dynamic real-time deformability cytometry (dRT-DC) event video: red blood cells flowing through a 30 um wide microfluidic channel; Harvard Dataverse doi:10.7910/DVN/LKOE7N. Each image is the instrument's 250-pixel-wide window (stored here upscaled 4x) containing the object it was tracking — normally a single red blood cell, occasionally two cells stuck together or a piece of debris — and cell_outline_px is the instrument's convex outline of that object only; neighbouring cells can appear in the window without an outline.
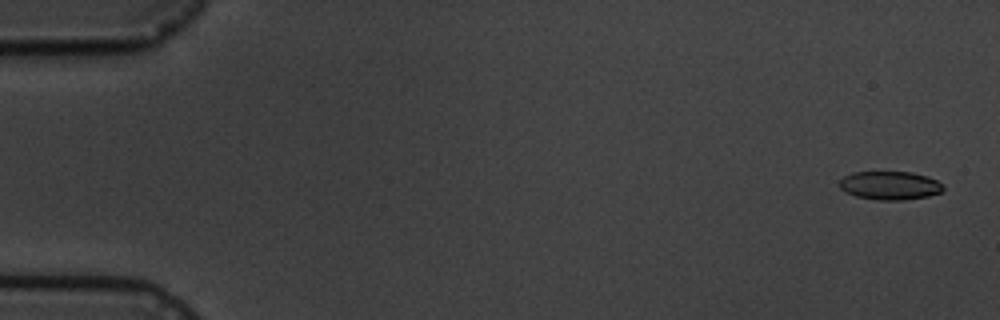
{"species": "common noctule bat (a hibernating species)", "species_latin": "Nyctalus noctula", "temperature_condition": "cold", "stored_images_in_passage": 5, "camera_frame_rate_fps": 3000, "um_per_image_px": 0.085, "animal": {"sex": "male", "body_mass_g": 19.5, "forearm_length_mm": 54.6}, "frame": {"image": 1, "passage_image": 1, "time_ms": 0.0, "image_size_px": [1000, 320], "cell_outline_px": [[944, 188], [940, 192], [928, 196], [904, 200], [880, 200], [856, 196], [844, 192], [840, 188], [840, 180], [844, 176], [852, 172], [912, 172], [928, 176], [944, 184]], "centroid_in_image_um": [75.65, 15.76], "position_along_channel_um": 9.4, "area_um2": 17.28}}
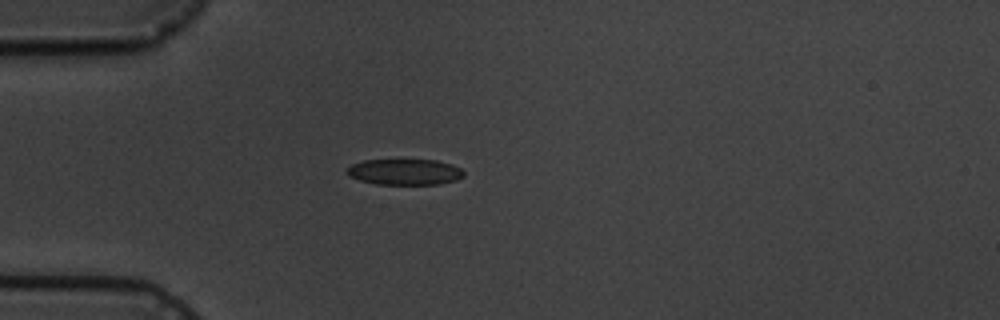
{"frame": {"image": 2, "passage_image": 5, "time_ms": 4.667, "image_size_px": [1000, 320], "cell_outline_px": [[464, 176], [456, 180], [440, 184], [376, 184], [360, 180], [348, 176], [344, 172], [352, 164], [364, 160], [436, 160], [452, 164], [460, 168], [464, 172]], "centroid_in_image_um": [34.39, 14.61], "position_along_channel_um": 50.6, "area_um2": 17.69}}